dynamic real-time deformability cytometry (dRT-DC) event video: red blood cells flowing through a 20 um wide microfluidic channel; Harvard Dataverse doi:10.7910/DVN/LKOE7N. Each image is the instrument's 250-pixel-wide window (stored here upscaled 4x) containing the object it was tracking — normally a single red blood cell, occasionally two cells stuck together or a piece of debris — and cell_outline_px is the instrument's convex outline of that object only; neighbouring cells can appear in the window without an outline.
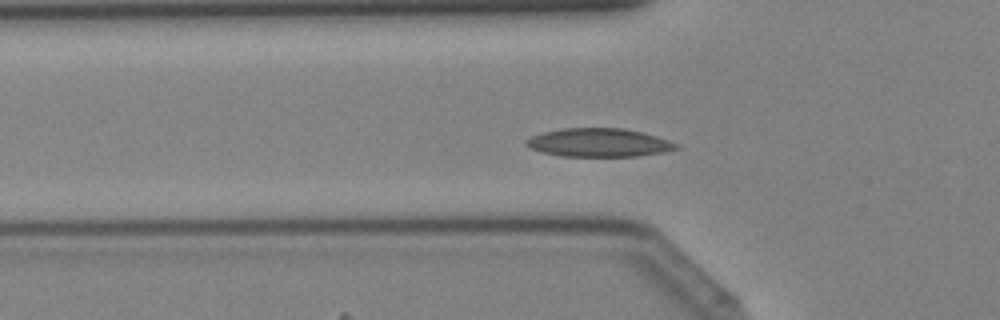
{"species": "Egyptian fruit bat (a non-hibernating species)", "species_latin": "Rousettus aegyptiacus", "temperature_condition": "cold", "stored_images_in_passage": 36, "camera_frame_rate_fps": 3000, "um_per_image_px": 0.085, "animal": {"sex": "female"}, "frame": {"image": 1, "passage_image": 10, "time_ms": 3.0, "image_size_px": [1000, 320], "cell_outline_px": [[680, 148], [664, 152], [636, 156], [560, 156], [544, 152], [532, 148], [524, 144], [524, 140], [532, 136], [544, 132], [564, 128], [624, 128], [656, 136], [680, 144]], "centroid_in_image_um": [50.93, 12.12], "position_along_channel_um": 74.9, "area_um2": 24.74}}
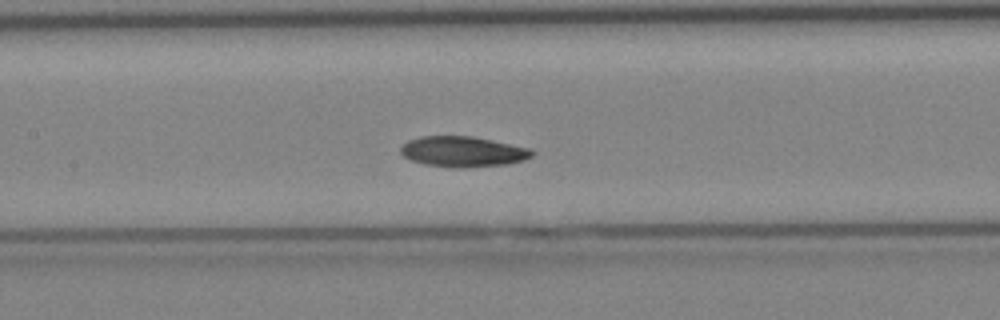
{"frame": {"image": 2, "passage_image": 16, "time_ms": 5.0, "image_size_px": [1000, 320], "cell_outline_px": [[536, 152], [532, 156], [524, 160], [508, 164], [468, 168], [460, 168], [424, 164], [412, 160], [404, 156], [400, 152], [400, 148], [408, 140], [420, 136], [472, 136], [492, 140], [528, 148]], "centroid_in_image_um": [39.35, 12.89], "position_along_channel_um": 168.0, "area_um2": 23.35}}
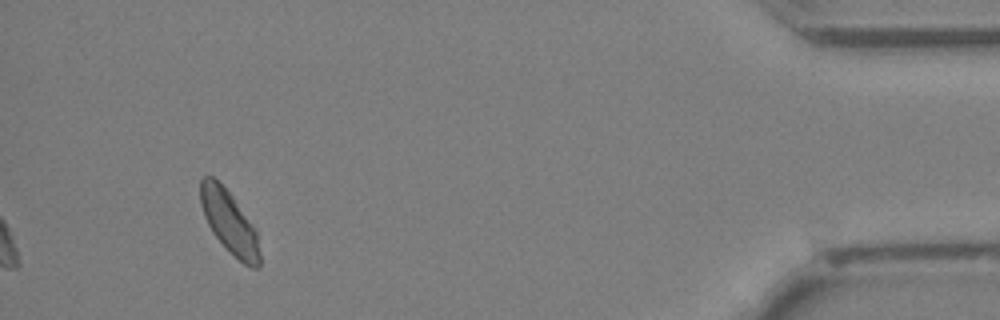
{"frame": {"image": 3, "passage_image": 36, "time_ms": 11.667, "image_size_px": [1000, 320], "cell_outline_px": [[260, 268], [252, 268], [244, 264], [212, 232], [204, 216], [200, 204], [200, 176], [212, 176], [232, 196], [256, 228], [260, 252]], "centroid_in_image_um": [19.5, 18.87], "position_along_channel_um": 415.7, "area_um2": 21.39}}